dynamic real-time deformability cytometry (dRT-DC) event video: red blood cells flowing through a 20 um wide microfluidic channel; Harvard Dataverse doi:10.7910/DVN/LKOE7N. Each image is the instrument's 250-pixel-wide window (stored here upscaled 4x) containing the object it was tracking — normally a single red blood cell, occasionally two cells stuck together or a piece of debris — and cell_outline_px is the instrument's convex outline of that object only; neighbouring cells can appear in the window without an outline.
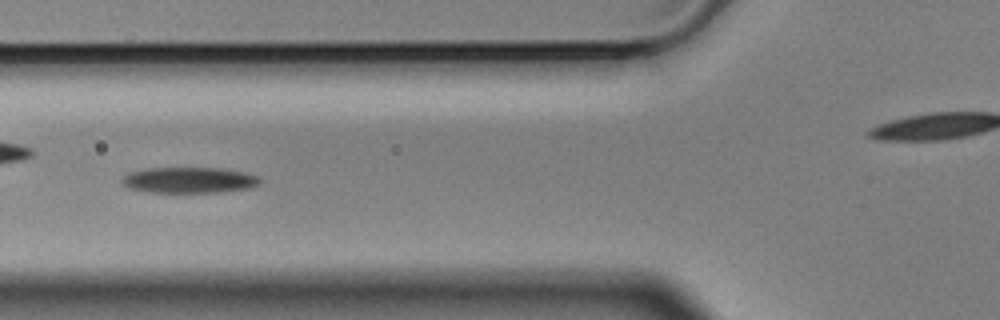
{"species": "Egyptian fruit bat (a non-hibernating species)", "species_latin": "Rousettus aegyptiacus", "temperature_condition": "cold", "stored_images_in_passage": 11, "segment_of_instrument_passage": [1, 2], "camera_frame_rate_fps": 3000, "um_per_image_px": 0.085, "animal": {"sex": "male"}, "frame": {"image": 1, "passage_image": 5, "time_ms": 1.333, "image_size_px": [1000, 320], "cell_outline_px": [[260, 184], [252, 188], [220, 192], [148, 192], [128, 188], [120, 184], [120, 180], [128, 172], [148, 168], [220, 168], [244, 172], [260, 176]], "centroid_in_image_um": [16.07, 15.31], "position_along_channel_um": 109.7, "area_um2": 21.04}}
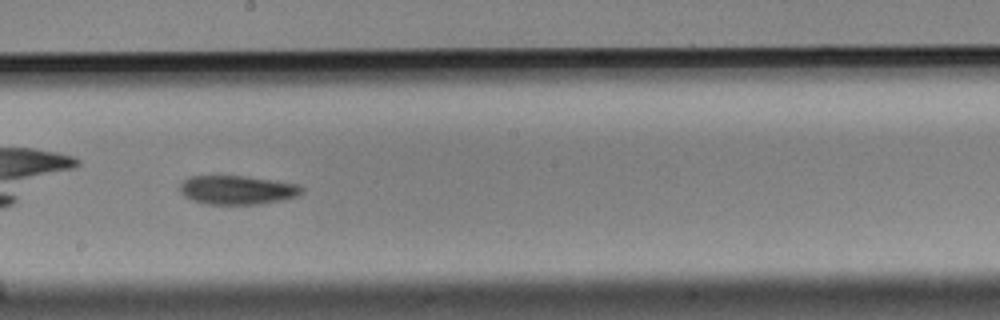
{"frame": {"image": 2, "passage_image": 8, "time_ms": 2.333, "image_size_px": [1000, 320], "cell_outline_px": [[304, 192], [296, 196], [284, 200], [260, 204], [208, 204], [192, 200], [184, 196], [180, 192], [180, 184], [184, 180], [192, 176], [248, 176], [296, 184], [304, 188]], "centroid_in_image_um": [20.18, 16.15], "position_along_channel_um": 228.0, "area_um2": 20.52}}
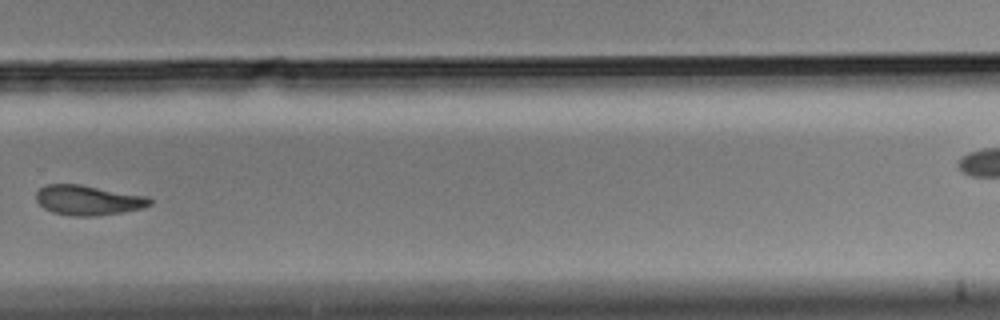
{"frame": {"image": 3, "passage_image": 10, "time_ms": 3.0, "image_size_px": [1000, 320], "cell_outline_px": [[152, 204], [140, 208], [124, 212], [96, 216], [68, 216], [52, 212], [44, 208], [36, 200], [36, 192], [40, 188], [48, 184], [80, 184], [148, 196], [152, 200]], "centroid_in_image_um": [7.49, 17.02], "position_along_channel_um": 322.3, "area_um2": 19.94}}